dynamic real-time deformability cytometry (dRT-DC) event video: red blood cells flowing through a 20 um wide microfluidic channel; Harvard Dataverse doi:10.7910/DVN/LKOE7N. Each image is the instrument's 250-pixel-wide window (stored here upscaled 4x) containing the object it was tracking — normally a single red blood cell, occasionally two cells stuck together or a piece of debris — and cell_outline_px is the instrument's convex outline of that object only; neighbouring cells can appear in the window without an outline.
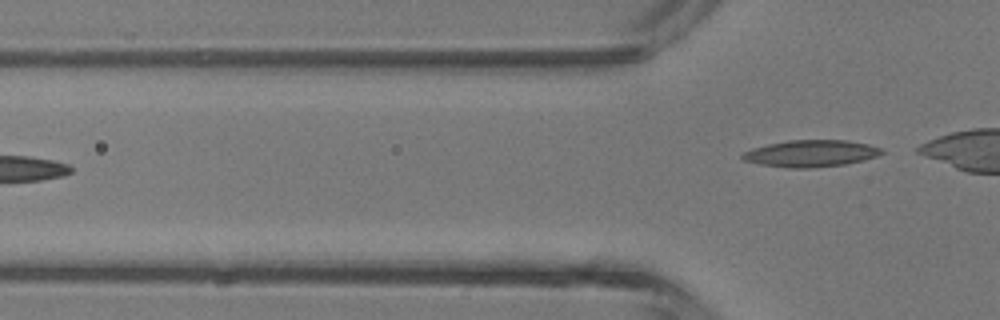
{"species": "common noctule bat (a hibernating species)", "species_latin": "Nyctalus noctula", "temperature_condition": "room temperature", "stored_images_in_passage": 3, "camera_frame_rate_fps": 3000, "um_per_image_px": 0.085, "animal": {"sex": "male", "body_mass_g": 13.3}, "frame": {"image": 1, "passage_image": 3, "time_ms": 2.333, "image_size_px": [1000, 320], "cell_outline_px": [[884, 152], [876, 156], [864, 160], [844, 164], [812, 168], [788, 168], [760, 164], [744, 160], [740, 156], [744, 152], [752, 148], [768, 144], [788, 140], [848, 140], [868, 144], [880, 148]], "centroid_in_image_um": [68.91, 13.04], "position_along_channel_um": 56.9, "area_um2": 21.68}}